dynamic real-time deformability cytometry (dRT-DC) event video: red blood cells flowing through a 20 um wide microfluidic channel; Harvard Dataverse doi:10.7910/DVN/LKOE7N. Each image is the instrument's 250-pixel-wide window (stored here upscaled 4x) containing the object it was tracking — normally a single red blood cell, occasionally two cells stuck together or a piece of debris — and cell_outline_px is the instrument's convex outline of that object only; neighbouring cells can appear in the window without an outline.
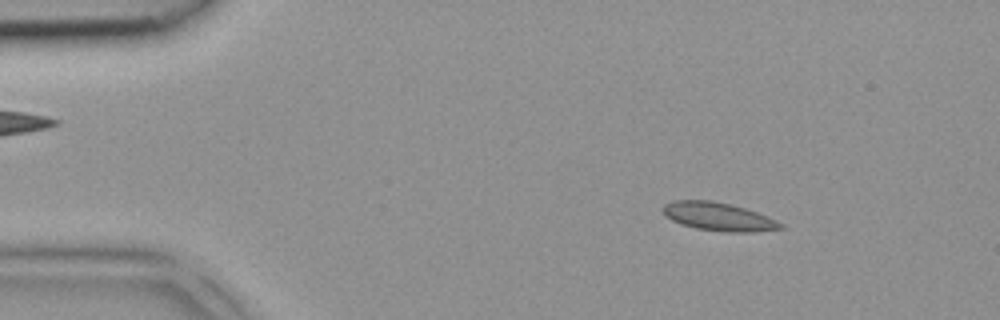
{"species": "common noctule bat (a hibernating species)", "species_latin": "Nyctalus noctula", "temperature_condition": "room temperature", "stored_images_in_passage": 5, "camera_frame_rate_fps": 3000, "um_per_image_px": 0.085, "animal": {"sex": "female", "body_mass_g": 18.4}, "frame": {"image": 1, "passage_image": 1, "time_ms": 0.0, "image_size_px": [1000, 320], "cell_outline_px": [[784, 228], [752, 232], [724, 232], [696, 228], [680, 224], [664, 216], [664, 204], [672, 200], [712, 200], [744, 208], [768, 216], [784, 224]], "centroid_in_image_um": [61.06, 18.42], "position_along_channel_um": 23.9, "area_um2": 19.36}}
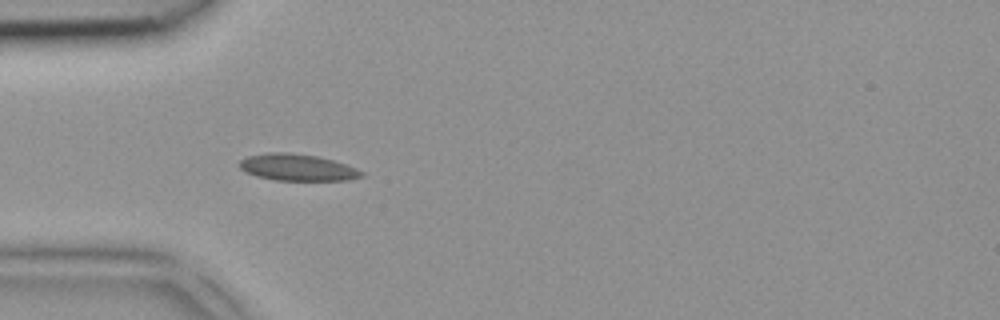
{"frame": {"image": 2, "passage_image": 3, "time_ms": 0.667, "image_size_px": [1000, 320], "cell_outline_px": [[364, 176], [348, 180], [276, 180], [256, 176], [244, 172], [240, 168], [240, 160], [248, 156], [268, 152], [288, 152], [316, 156], [332, 160], [356, 168], [364, 172]], "centroid_in_image_um": [25.26, 14.23], "position_along_channel_um": 59.7, "area_um2": 18.9}}